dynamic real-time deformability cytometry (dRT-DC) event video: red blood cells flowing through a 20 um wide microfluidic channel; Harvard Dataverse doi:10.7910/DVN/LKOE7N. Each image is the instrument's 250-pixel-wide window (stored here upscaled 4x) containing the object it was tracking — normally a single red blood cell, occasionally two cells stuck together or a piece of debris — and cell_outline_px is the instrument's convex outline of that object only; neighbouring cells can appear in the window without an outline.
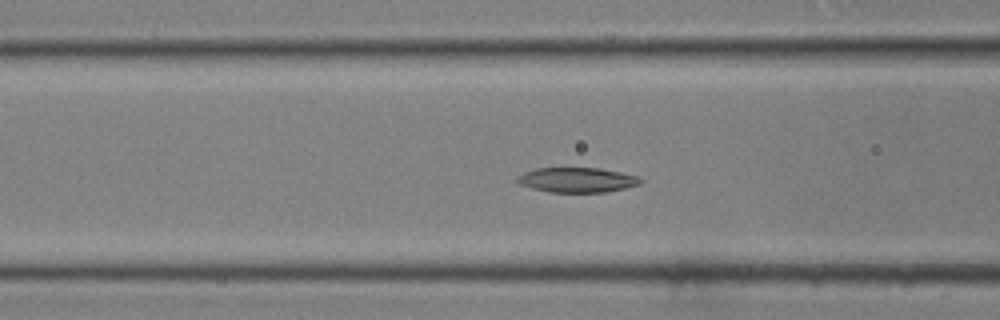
{"species": "common noctule bat (a hibernating species)", "species_latin": "Nyctalus noctula", "temperature_condition": "room temperature", "stored_images_in_passage": 35, "camera_frame_rate_fps": 3000, "um_per_image_px": 0.085, "animal": {"sex": "male", "body_mass_g": 19.0, "forearm_length_mm": 50.8}, "frame": {"image": 1, "passage_image": 15, "time_ms": 4.667, "image_size_px": [1000, 320], "cell_outline_px": [[644, 180], [640, 184], [608, 192], [548, 192], [532, 188], [520, 184], [516, 180], [516, 176], [524, 172], [536, 168], [600, 168], [620, 172], [636, 176]], "centroid_in_image_um": [49.03, 15.29], "position_along_channel_um": 117.6, "area_um2": 17.86}}
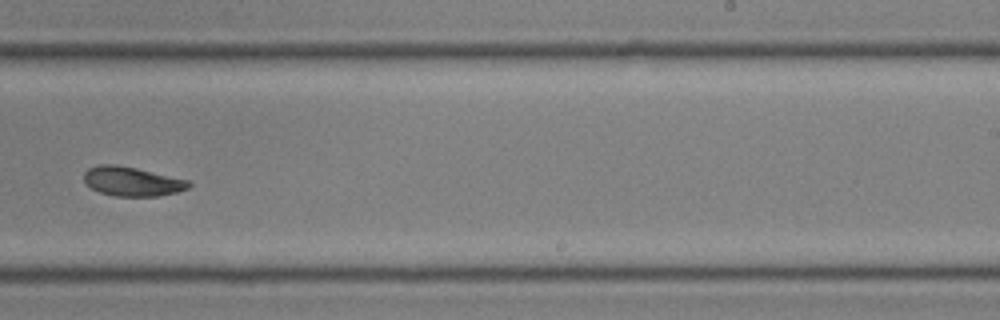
{"frame": {"image": 2, "passage_image": 25, "time_ms": 8.0, "image_size_px": [1000, 320], "cell_outline_px": [[192, 184], [188, 188], [176, 192], [156, 196], [116, 196], [100, 192], [92, 188], [84, 180], [84, 172], [88, 168], [100, 164], [116, 164], [136, 168], [188, 180]], "centroid_in_image_um": [11.21, 15.41], "position_along_channel_um": 277.8, "area_um2": 17.69}}
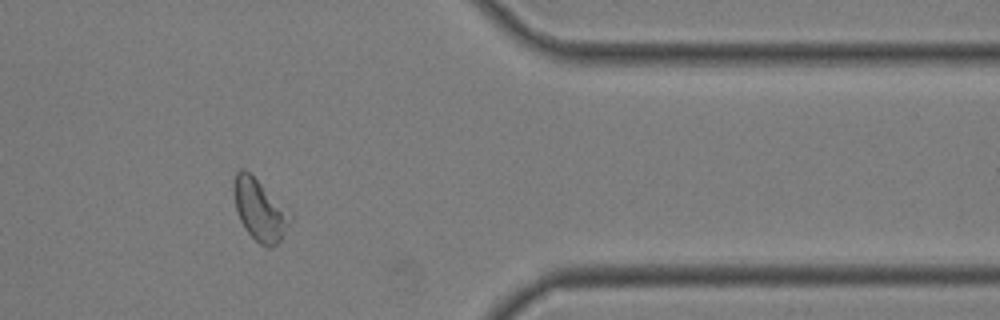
{"frame": {"image": 3, "passage_image": 33, "time_ms": 10.667, "image_size_px": [1000, 320], "cell_outline_px": [[292, 220], [280, 240], [272, 248], [268, 248], [260, 244], [244, 228], [236, 212], [232, 188], [232, 184], [236, 172], [240, 168], [244, 168], [292, 212]], "centroid_in_image_um": [22.07, 17.83], "position_along_channel_um": 389.3, "area_um2": 20.4}}